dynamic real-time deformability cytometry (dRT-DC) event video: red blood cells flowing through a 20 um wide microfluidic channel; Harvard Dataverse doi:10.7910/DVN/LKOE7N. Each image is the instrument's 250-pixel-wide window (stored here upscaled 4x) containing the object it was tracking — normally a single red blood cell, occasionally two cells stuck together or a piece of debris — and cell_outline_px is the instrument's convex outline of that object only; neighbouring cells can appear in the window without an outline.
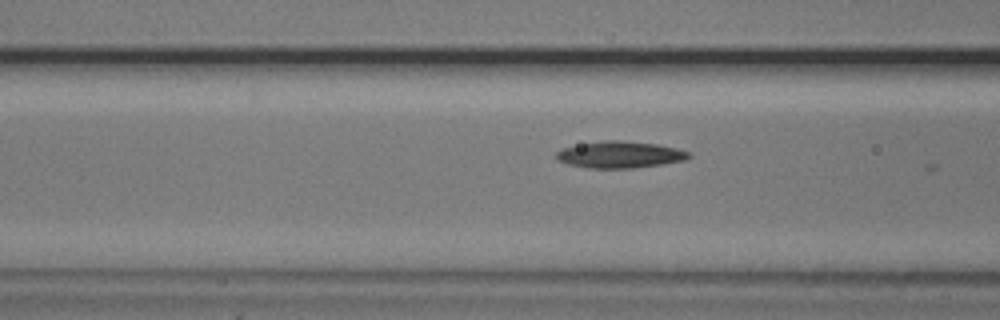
{"species": "common noctule bat (a hibernating species)", "species_latin": "Nyctalus noctula", "temperature_condition": "cold", "stored_images_in_passage": 8, "camera_frame_rate_fps": 3000, "um_per_image_px": 0.085, "animal": {"sex": "male", "body_mass_g": 20.5, "forearm_length_mm": 52.5}, "frame": {"image": 1, "passage_image": 6, "time_ms": 1.667, "image_size_px": [1000, 320], "cell_outline_px": [[692, 156], [684, 160], [660, 164], [632, 168], [588, 168], [568, 164], [560, 160], [556, 156], [556, 152], [564, 148], [580, 144], [604, 140], [616, 140], [656, 144], [676, 148], [692, 152]], "centroid_in_image_um": [52.72, 13.14], "position_along_channel_um": 113.9, "area_um2": 20.35}}